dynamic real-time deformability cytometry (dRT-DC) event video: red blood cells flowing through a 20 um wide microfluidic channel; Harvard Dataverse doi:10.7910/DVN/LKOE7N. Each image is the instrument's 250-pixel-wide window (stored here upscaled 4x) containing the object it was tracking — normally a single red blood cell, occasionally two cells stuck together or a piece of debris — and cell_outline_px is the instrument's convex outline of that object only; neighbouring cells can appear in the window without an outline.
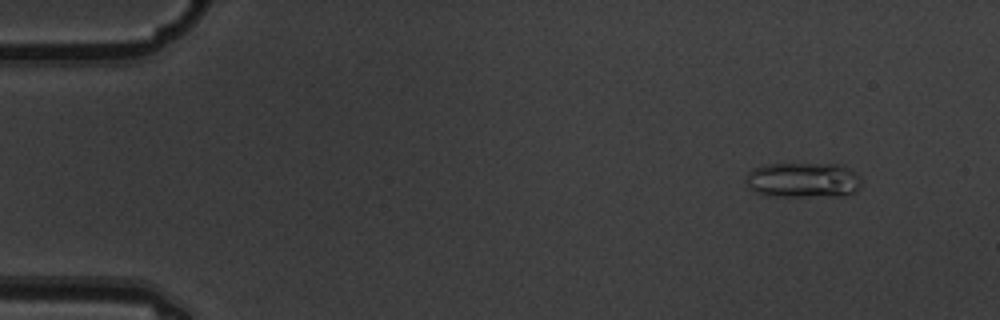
{"species": "common noctule bat (a hibernating species)", "species_latin": "Nyctalus noctula", "temperature_condition": "warm", "stored_images_in_passage": 6, "camera_frame_rate_fps": 3000, "um_per_image_px": 0.085, "animal": {"sex": "male", "body_mass_g": 19.5, "forearm_length_mm": 54.6}, "frame": {"image": 1, "passage_image": 2, "time_ms": 0.333, "image_size_px": [1000, 320], "cell_outline_px": [[860, 188], [856, 192], [844, 196], [764, 196], [748, 188], [748, 172], [752, 168], [764, 164], [840, 164], [856, 172], [860, 176]], "centroid_in_image_um": [68.29, 15.31], "position_along_channel_um": 16.7, "area_um2": 23.99}}